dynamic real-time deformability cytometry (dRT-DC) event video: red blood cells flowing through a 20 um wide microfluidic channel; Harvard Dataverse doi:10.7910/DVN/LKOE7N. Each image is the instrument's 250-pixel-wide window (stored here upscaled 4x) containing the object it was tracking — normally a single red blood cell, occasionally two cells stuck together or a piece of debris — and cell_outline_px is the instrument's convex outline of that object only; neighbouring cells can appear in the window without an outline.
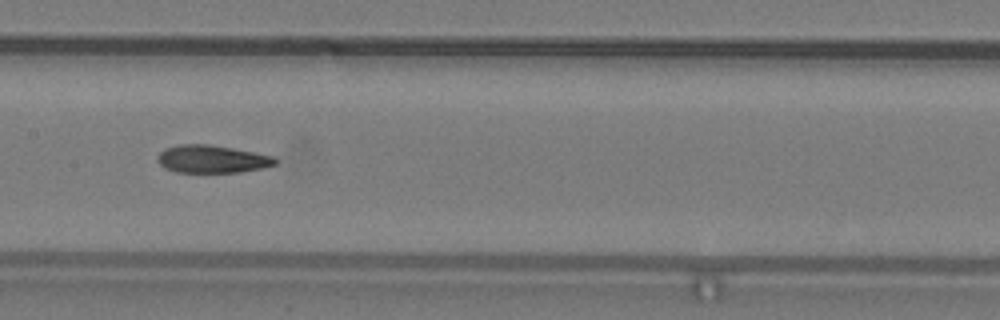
{"species": "common noctule bat (a hibernating species)", "species_latin": "Nyctalus noctula", "temperature_condition": "warm", "stored_images_in_passage": 34, "camera_frame_rate_fps": 3000, "um_per_image_px": 0.085, "animal": {"sex": "male", "body_mass_g": 19.2, "forearm_length_mm": 51.8}, "frame": {"image": 1, "passage_image": 15, "time_ms": 4.667, "image_size_px": [1000, 320], "cell_outline_px": [[276, 164], [264, 168], [240, 172], [176, 172], [164, 168], [160, 164], [156, 156], [164, 148], [180, 144], [208, 144], [232, 148], [272, 156], [276, 160]], "centroid_in_image_um": [17.98, 13.52], "position_along_channel_um": 189.4, "area_um2": 18.96}, "authors_computed_cell_mechanics": {"area_um2": 19.4786, "velocity_mm_per_s": 3.9244, "shape_relaxation_time_tau1_ms": 7.8725, "shape_relaxation_time_tau2_ms": 3.3063, "deformation_change_tau1": 0.2193, "deformation_change_tau2": 0.1227}}